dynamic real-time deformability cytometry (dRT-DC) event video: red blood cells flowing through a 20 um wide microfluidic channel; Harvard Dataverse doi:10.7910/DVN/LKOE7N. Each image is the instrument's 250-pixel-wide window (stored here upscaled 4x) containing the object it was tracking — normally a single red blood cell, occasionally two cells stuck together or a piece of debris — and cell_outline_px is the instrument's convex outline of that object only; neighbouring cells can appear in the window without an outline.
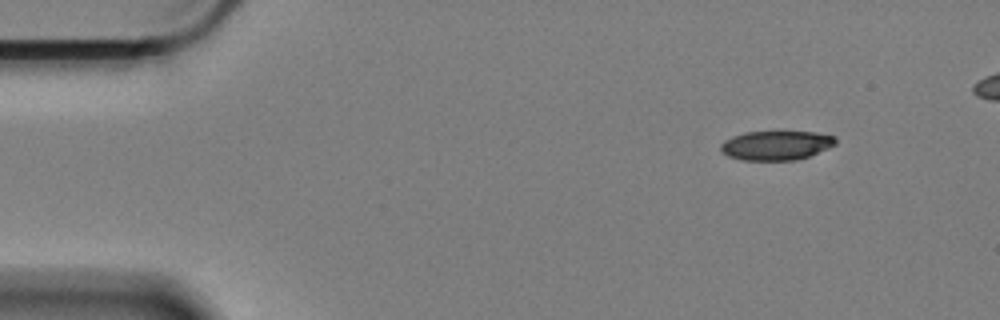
{"species": "Egyptian fruit bat (a non-hibernating species)", "species_latin": "Rousettus aegyptiacus", "temperature_condition": "cold", "stored_images_in_passage": 50, "camera_frame_rate_fps": 3000, "um_per_image_px": 0.085, "animal": {"sex": "female"}, "frame": {"image": 1, "passage_image": 1, "time_ms": 0.0, "image_size_px": [1000, 320], "cell_outline_px": [[836, 144], [828, 148], [808, 156], [796, 160], [744, 160], [728, 156], [720, 148], [720, 144], [724, 140], [732, 136], [744, 132], [812, 132], [836, 136]], "centroid_in_image_um": [65.97, 12.35], "position_along_channel_um": 19.0, "area_um2": 19.48}}
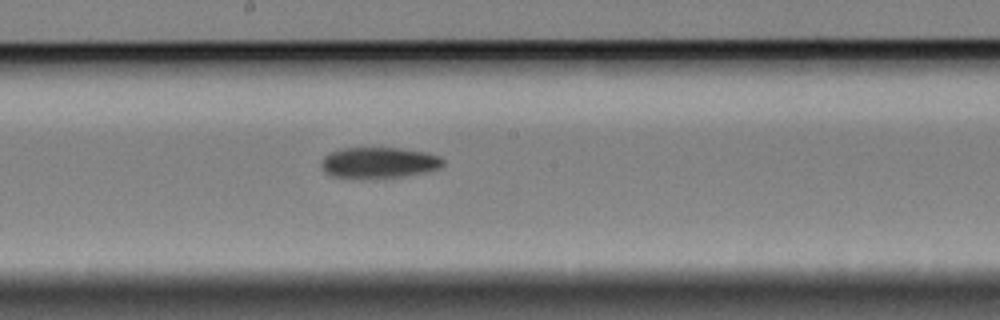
{"frame": {"image": 2, "passage_image": 26, "time_ms": 8.333, "image_size_px": [1000, 320], "cell_outline_px": [[444, 164], [440, 168], [424, 172], [404, 176], [332, 176], [324, 172], [320, 168], [320, 164], [324, 156], [328, 152], [340, 148], [396, 148], [424, 152], [440, 156], [444, 160]], "centroid_in_image_um": [32.18, 13.79], "position_along_channel_um": 216.0, "area_um2": 21.44}}
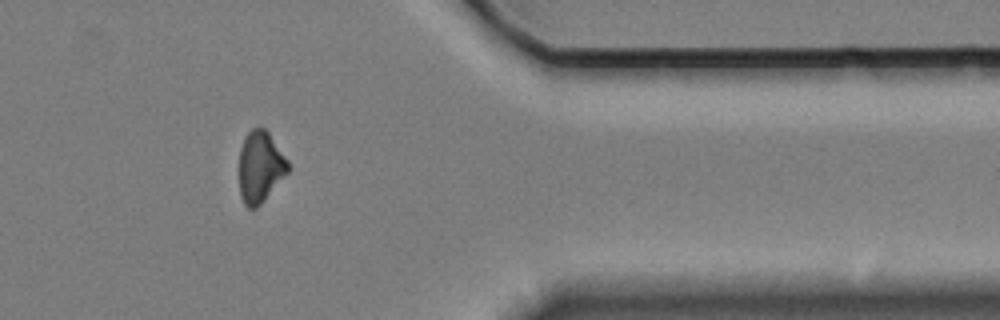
{"frame": {"image": 3, "passage_image": 43, "time_ms": 14.0, "image_size_px": [1000, 320], "cell_outline_px": [[292, 168], [264, 200], [256, 208], [248, 208], [244, 204], [240, 196], [240, 148], [248, 132], [252, 128], [264, 128], [268, 132], [288, 160]], "centroid_in_image_um": [22.14, 14.19], "position_along_channel_um": 389.3, "area_um2": 20.23}}